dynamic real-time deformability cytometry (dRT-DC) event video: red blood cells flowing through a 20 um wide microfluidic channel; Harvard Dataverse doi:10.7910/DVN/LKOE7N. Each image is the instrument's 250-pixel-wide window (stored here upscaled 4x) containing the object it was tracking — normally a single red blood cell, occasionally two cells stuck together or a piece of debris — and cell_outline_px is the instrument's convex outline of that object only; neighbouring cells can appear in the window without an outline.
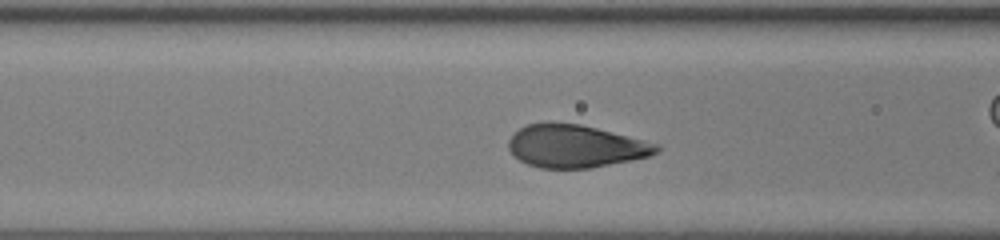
{"species": "human", "species_latin": "Homo sapiens", "temperature_condition": "room temperature", "stored_images_in_passage": 25, "camera_frame_rate_fps": 3000, "um_per_image_px": 0.085, "donor": {"sex": "female"}, "frame": {"image": 1, "passage_image": 3, "time_ms": 0.667, "image_size_px": [1000, 240], "cell_outline_px": [[660, 152], [648, 156], [632, 160], [592, 168], [540, 168], [528, 164], [512, 156], [508, 148], [508, 140], [524, 124], [548, 120], [580, 124], [660, 144]], "centroid_in_image_um": [48.88, 12.41], "position_along_channel_um": 117.7, "area_um2": 37.34}}
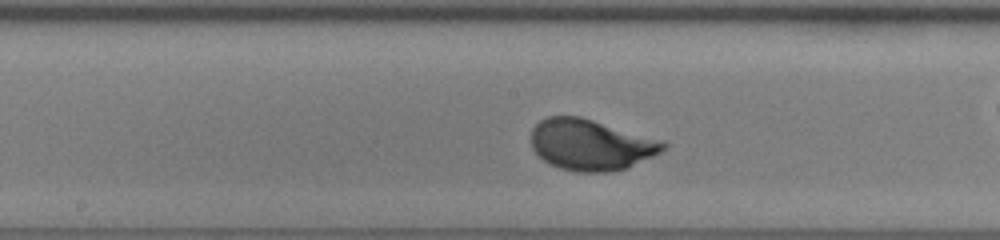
{"frame": {"image": 2, "passage_image": 9, "time_ms": 2.667, "image_size_px": [1000, 240], "cell_outline_px": [[668, 144], [660, 152], [652, 156], [624, 168], [612, 172], [576, 172], [560, 168], [548, 164], [532, 148], [532, 128], [540, 120], [548, 116], [580, 116], [660, 140]], "centroid_in_image_um": [50.17, 12.3], "position_along_channel_um": 198.0, "area_um2": 38.78}}
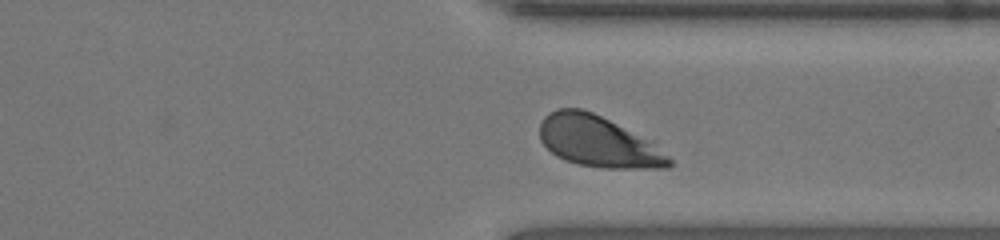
{"frame": {"image": 3, "passage_image": 21, "time_ms": 6.667, "image_size_px": [1000, 240], "cell_outline_px": [[672, 164], [668, 168], [604, 168], [576, 164], [564, 160], [556, 156], [540, 140], [540, 124], [544, 116], [548, 112], [556, 108], [580, 108], [592, 112], [616, 124], [644, 140], [668, 156], [672, 160]], "centroid_in_image_um": [50.74, 12.04], "position_along_channel_um": 360.7, "area_um2": 37.57}, "authors_computed_cell_mechanics": {"area_um2": 38.726, "velocity_mm_per_s": 4.0413, "shape_relaxation_time_tau1_ms": 1.9927, "shape_relaxation_time_tau2_ms": null, "deformation_change_tau1": 0.1248, "deformation_change_tau2": null}}